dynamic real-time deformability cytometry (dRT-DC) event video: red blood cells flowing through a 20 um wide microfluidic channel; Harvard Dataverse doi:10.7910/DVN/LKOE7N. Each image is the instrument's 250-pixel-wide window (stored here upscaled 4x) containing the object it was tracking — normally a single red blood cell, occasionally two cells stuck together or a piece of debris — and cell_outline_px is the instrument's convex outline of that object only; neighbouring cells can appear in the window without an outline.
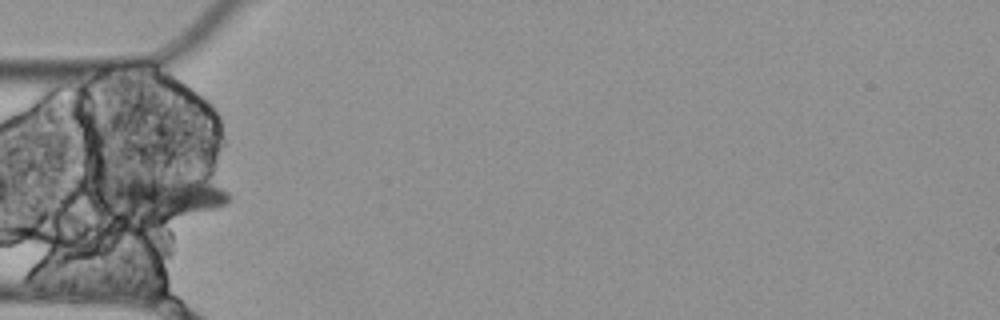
{"species": "Egyptian fruit bat (a non-hibernating species)", "species_latin": "Rousettus aegyptiacus", "temperature_condition": "cold", "stored_images_in_passage": 5, "camera_frame_rate_fps": 3000, "um_per_image_px": 0.085, "animal": {"sex": "female"}, "frame": {"image": 1, "passage_image": 5, "time_ms": 1.333, "image_size_px": [1000, 320], "cell_outline_px": [[232, 196], [224, 204], [212, 208], [164, 220], [120, 216], [96, 208], [92, 204], [104, 188], [120, 176], [168, 172], [172, 172], [200, 180], [220, 188], [228, 192]], "centroid_in_image_um": [13.52, 16.68], "position_along_channel_um": 71.5, "area_um2": 33.52}}